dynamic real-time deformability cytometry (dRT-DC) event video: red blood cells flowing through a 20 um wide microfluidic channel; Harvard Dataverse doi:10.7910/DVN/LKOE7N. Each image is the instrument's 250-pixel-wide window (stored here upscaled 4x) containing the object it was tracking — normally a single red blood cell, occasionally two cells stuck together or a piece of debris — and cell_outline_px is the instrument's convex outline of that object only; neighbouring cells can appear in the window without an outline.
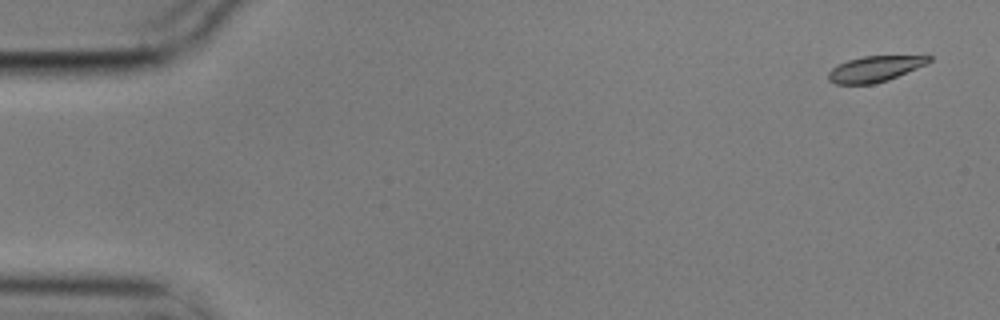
{"species": "common noctule bat (a hibernating species)", "species_latin": "Nyctalus noctula", "temperature_condition": "cold", "stored_images_in_passage": 5, "camera_frame_rate_fps": 3000, "um_per_image_px": 0.085, "animal": {"sex": "male", "body_mass_g": 17.9}, "frame": {"image": 1, "passage_image": 1, "time_ms": 0.0, "image_size_px": [1000, 320], "cell_outline_px": [[932, 60], [916, 68], [888, 80], [872, 84], [836, 84], [828, 80], [828, 72], [836, 64], [848, 60], [864, 56], [932, 56]], "centroid_in_image_um": [74.3, 5.86], "position_along_channel_um": 10.7, "area_um2": 14.91}}
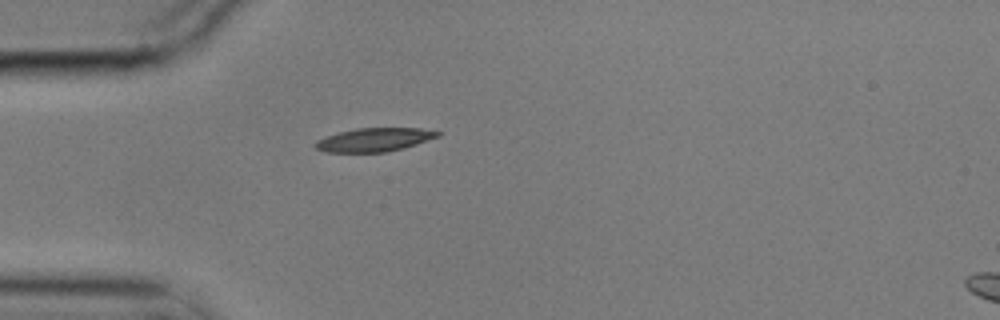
{"frame": {"image": 2, "passage_image": 5, "time_ms": 1.333, "image_size_px": [1000, 320], "cell_outline_px": [[440, 136], [404, 148], [388, 152], [324, 152], [316, 148], [312, 144], [316, 140], [340, 132], [356, 128], [420, 128], [440, 132]], "centroid_in_image_um": [31.8, 11.88], "position_along_channel_um": 53.2, "area_um2": 16.76}}